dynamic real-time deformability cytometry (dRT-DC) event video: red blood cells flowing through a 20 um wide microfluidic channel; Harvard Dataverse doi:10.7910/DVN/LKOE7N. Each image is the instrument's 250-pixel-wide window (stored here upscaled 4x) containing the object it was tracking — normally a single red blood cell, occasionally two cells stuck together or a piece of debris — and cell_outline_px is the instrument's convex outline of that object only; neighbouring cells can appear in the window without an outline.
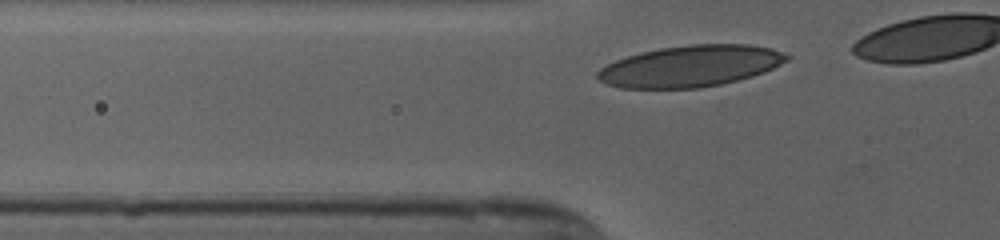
{"species": "human", "species_latin": "Homo sapiens", "temperature_condition": "cold", "stored_images_in_passage": 9, "camera_frame_rate_fps": 3000, "um_per_image_px": 0.085, "donor": {"sex": "female"}, "frame": {"image": 1, "passage_image": 2, "time_ms": 0.333, "image_size_px": [1000, 240], "cell_outline_px": [[792, 56], [788, 60], [764, 72], [752, 76], [720, 84], [700, 88], [620, 88], [604, 84], [596, 76], [596, 72], [600, 68], [616, 60], [640, 52], [660, 48], [692, 44], [748, 44], [772, 48]], "centroid_in_image_um": [58.68, 5.62], "position_along_channel_um": 67.1, "area_um2": 45.6}}
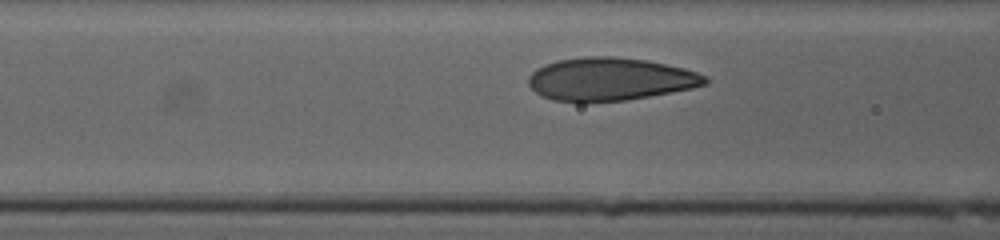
{"frame": {"image": 2, "passage_image": 6, "time_ms": 1.667, "image_size_px": [1000, 240], "cell_outline_px": [[708, 84], [692, 88], [672, 92], [628, 100], [552, 100], [540, 96], [528, 84], [528, 76], [536, 68], [544, 64], [556, 60], [584, 56], [612, 56], [648, 60], [684, 68], [696, 72], [704, 76], [708, 80]], "centroid_in_image_um": [51.85, 6.7], "position_along_channel_um": 114.8, "area_um2": 43.93}}